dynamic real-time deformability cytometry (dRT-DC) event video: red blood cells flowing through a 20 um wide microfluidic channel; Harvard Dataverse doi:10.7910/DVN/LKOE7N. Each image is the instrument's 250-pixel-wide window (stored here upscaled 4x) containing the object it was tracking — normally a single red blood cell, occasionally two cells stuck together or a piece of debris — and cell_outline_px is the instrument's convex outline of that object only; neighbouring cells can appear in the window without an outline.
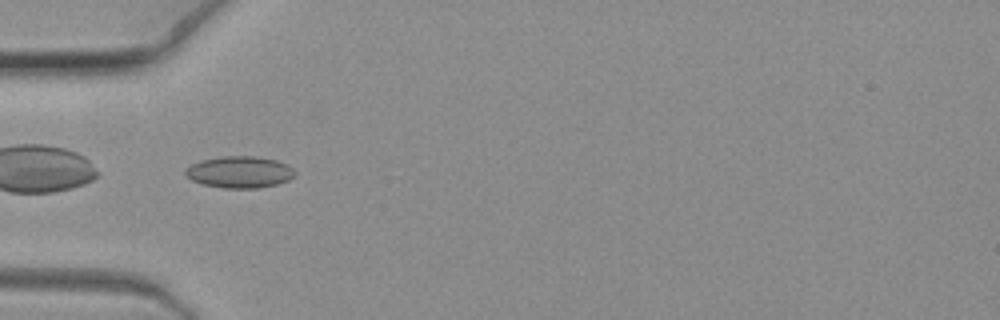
{"species": "common noctule bat (a hibernating species)", "species_latin": "Nyctalus noctula", "temperature_condition": "warm", "stored_images_in_passage": 7, "camera_frame_rate_fps": 3000, "um_per_image_px": 0.085, "animal": {"sex": "female", "body_mass_g": 19.3, "forearm_length_mm": 54.1}, "frame": {"image": 1, "passage_image": 4, "time_ms": 1.0, "image_size_px": [1000, 320], "cell_outline_px": [[296, 172], [288, 180], [276, 184], [256, 188], [224, 188], [200, 184], [192, 180], [184, 172], [184, 168], [200, 160], [224, 156], [256, 156], [276, 160], [288, 164]], "centroid_in_image_um": [20.34, 14.62], "position_along_channel_um": 64.7, "area_um2": 20.23}}
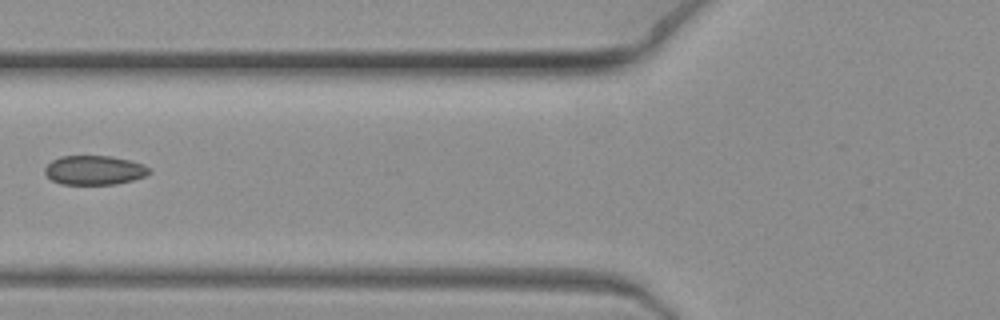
{"frame": {"image": 2, "passage_image": 5, "time_ms": 1.333, "image_size_px": [1000, 320], "cell_outline_px": [[152, 172], [144, 176], [132, 180], [116, 184], [60, 184], [52, 180], [44, 172], [44, 168], [52, 160], [60, 156], [108, 156], [128, 160], [140, 164], [148, 168]], "centroid_in_image_um": [7.97, 14.47], "position_along_channel_um": 117.8, "area_um2": 17.57}}
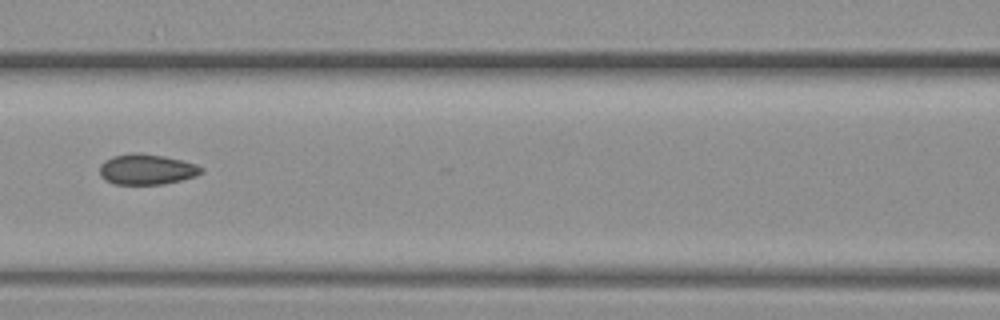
{"frame": {"image": 3, "passage_image": 6, "time_ms": 1.667, "image_size_px": [1000, 320], "cell_outline_px": [[204, 172], [196, 176], [164, 184], [112, 184], [104, 180], [100, 176], [100, 164], [104, 160], [112, 156], [132, 152], [140, 152], [164, 156], [196, 164], [204, 168]], "centroid_in_image_um": [12.45, 14.39], "position_along_channel_um": 154.2, "area_um2": 18.32}}